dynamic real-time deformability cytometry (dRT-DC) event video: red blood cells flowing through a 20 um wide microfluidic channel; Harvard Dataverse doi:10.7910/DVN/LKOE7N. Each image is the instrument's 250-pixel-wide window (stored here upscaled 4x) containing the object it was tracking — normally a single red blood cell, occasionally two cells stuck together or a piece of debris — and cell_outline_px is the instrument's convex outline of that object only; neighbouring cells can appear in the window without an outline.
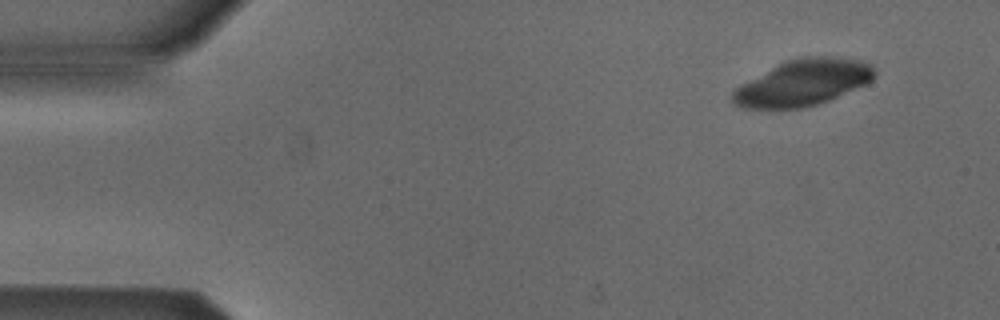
{"species": "Egyptian fruit bat (a non-hibernating species)", "species_latin": "Rousettus aegyptiacus", "temperature_condition": "cold", "stored_images_in_passage": 4, "camera_frame_rate_fps": 3000, "um_per_image_px": 0.085, "animal": {"sex": "male"}, "frame": {"image": 1, "passage_image": 1, "time_ms": 0.0, "image_size_px": [1000, 320], "cell_outline_px": [[876, 76], [868, 84], [828, 100], [804, 108], [740, 108], [732, 104], [732, 92], [740, 84], [784, 60], [800, 56], [828, 56], [860, 60], [872, 64], [876, 72]], "centroid_in_image_um": [68.25, 7.01], "position_along_channel_um": 16.7, "area_um2": 38.55}}
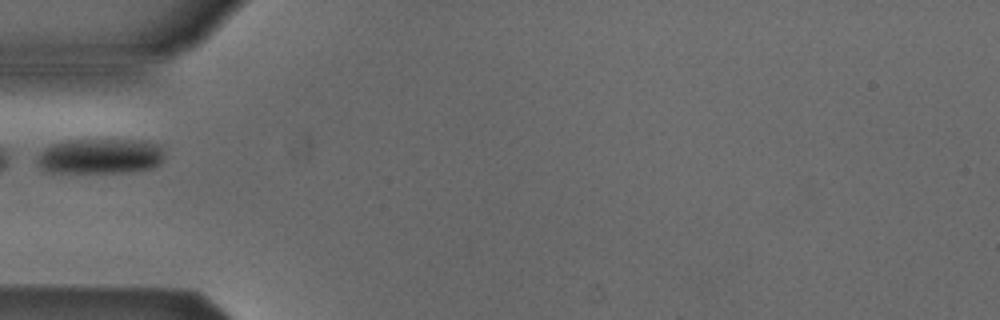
{"frame": {"image": 2, "passage_image": 4, "time_ms": 4.333, "image_size_px": [1000, 320], "cell_outline_px": [[164, 156], [160, 164], [152, 168], [120, 172], [52, 172], [40, 168], [36, 160], [36, 156], [44, 148], [52, 144], [68, 140], [144, 140], [160, 144], [164, 152]], "centroid_in_image_um": [8.52, 13.26], "position_along_channel_um": 76.5, "area_um2": 26.3}}